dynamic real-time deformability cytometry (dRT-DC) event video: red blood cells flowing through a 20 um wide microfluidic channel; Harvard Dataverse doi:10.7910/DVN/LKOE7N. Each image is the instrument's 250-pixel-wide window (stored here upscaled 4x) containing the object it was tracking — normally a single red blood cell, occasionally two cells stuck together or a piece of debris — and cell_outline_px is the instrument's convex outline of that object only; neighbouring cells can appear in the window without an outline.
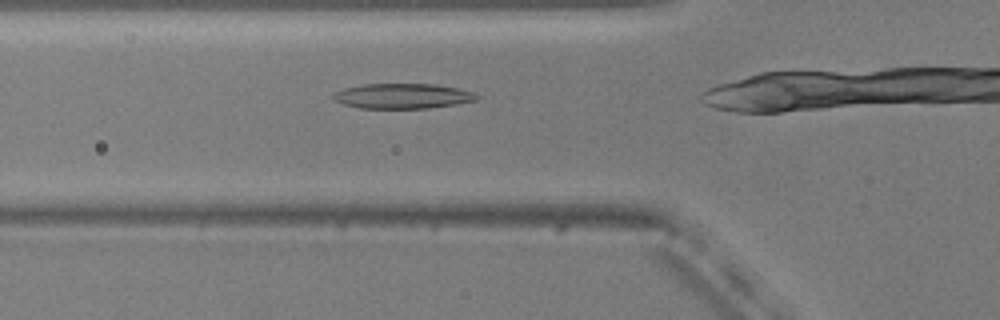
{"species": "common noctule bat (a hibernating species)", "species_latin": "Nyctalus noctula", "temperature_condition": "warm", "stored_images_in_passage": 35, "camera_frame_rate_fps": 3000, "um_per_image_px": 0.085, "animal": {"sex": "male", "body_mass_g": 20.5, "forearm_length_mm": 52.5}, "frame": {"image": 1, "passage_image": 12, "time_ms": 3.667, "image_size_px": [1000, 320], "cell_outline_px": [[480, 96], [476, 100], [456, 104], [428, 108], [360, 108], [344, 104], [328, 96], [332, 92], [344, 88], [364, 84], [432, 84], [460, 88], [476, 92]], "centroid_in_image_um": [34.22, 8.15], "position_along_channel_um": 91.6, "area_um2": 21.15}}
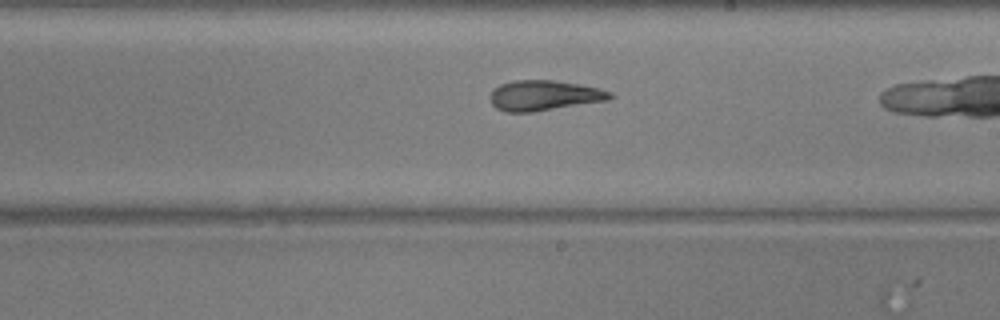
{"frame": {"image": 2, "passage_image": 24, "time_ms": 7.667, "image_size_px": [1000, 320], "cell_outline_px": [[616, 96], [608, 100], [532, 112], [504, 112], [496, 108], [492, 104], [488, 96], [500, 84], [512, 80], [552, 80], [600, 88], [612, 92]], "centroid_in_image_um": [46.24, 8.12], "position_along_channel_um": 242.8, "area_um2": 21.15}}
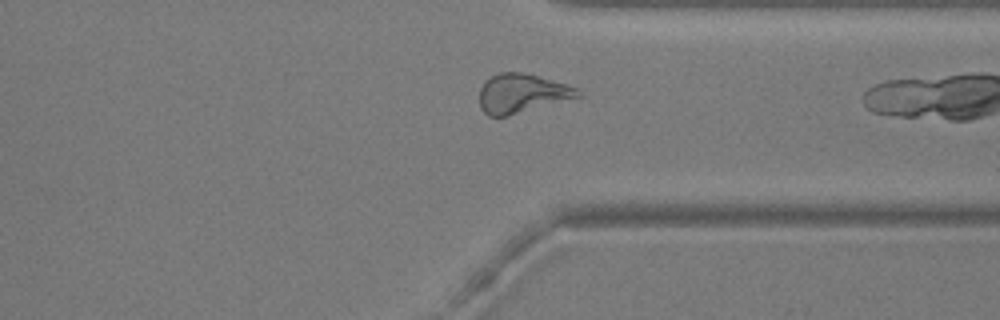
{"frame": {"image": 3, "passage_image": 34, "time_ms": 11.0, "image_size_px": [1000, 320], "cell_outline_px": [[584, 96], [508, 116], [488, 116], [480, 108], [480, 88], [484, 80], [500, 72], [524, 72], [564, 84], [576, 88], [584, 92]], "centroid_in_image_um": [44.36, 7.95], "position_along_channel_um": 367.0, "area_um2": 22.54}}